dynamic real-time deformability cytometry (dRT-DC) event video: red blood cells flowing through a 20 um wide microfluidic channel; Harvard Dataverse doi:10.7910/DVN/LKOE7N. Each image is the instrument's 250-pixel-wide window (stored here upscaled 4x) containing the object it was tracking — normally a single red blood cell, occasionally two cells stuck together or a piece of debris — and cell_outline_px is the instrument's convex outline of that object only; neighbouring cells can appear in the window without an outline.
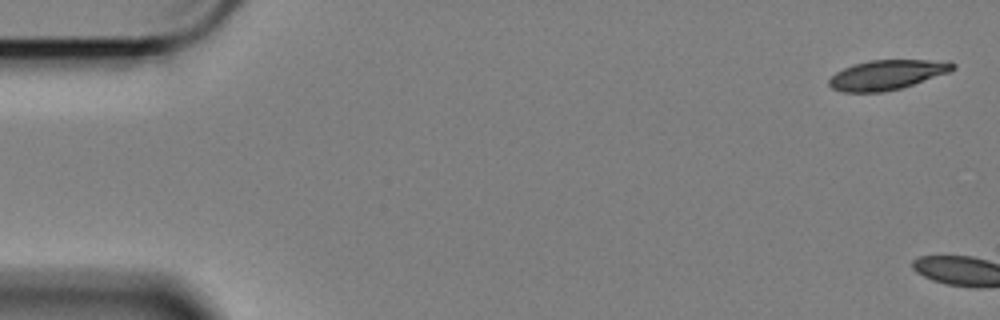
{"species": "Egyptian fruit bat (a non-hibernating species)", "species_latin": "Rousettus aegyptiacus", "temperature_condition": "cold", "stored_images_in_passage": 4, "camera_frame_rate_fps": 3000, "um_per_image_px": 0.085, "animal": {"sex": "female"}, "frame": {"image": 1, "passage_image": 1, "time_ms": 0.0, "image_size_px": [1000, 320], "cell_outline_px": [[956, 68], [948, 72], [900, 88], [884, 92], [840, 92], [832, 88], [828, 84], [828, 80], [836, 72], [844, 68], [868, 60], [948, 60], [956, 64]], "centroid_in_image_um": [75.39, 6.35], "position_along_channel_um": 9.6, "area_um2": 21.33}}